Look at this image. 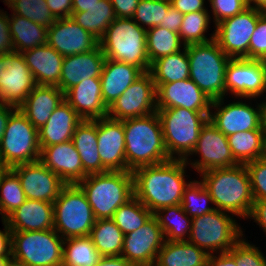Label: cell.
Listing matches in <instances>:
<instances>
[{"label": "cell", "instance_id": "1", "mask_svg": "<svg viewBox=\"0 0 266 266\" xmlns=\"http://www.w3.org/2000/svg\"><path fill=\"white\" fill-rule=\"evenodd\" d=\"M187 168L185 160L170 159L135 169L132 172L134 196L153 214L164 207L181 204L183 191L192 180L186 175Z\"/></svg>", "mask_w": 266, "mask_h": 266}, {"label": "cell", "instance_id": "2", "mask_svg": "<svg viewBox=\"0 0 266 266\" xmlns=\"http://www.w3.org/2000/svg\"><path fill=\"white\" fill-rule=\"evenodd\" d=\"M215 209L249 219L254 205L251 181L245 164L217 168L199 174Z\"/></svg>", "mask_w": 266, "mask_h": 266}, {"label": "cell", "instance_id": "3", "mask_svg": "<svg viewBox=\"0 0 266 266\" xmlns=\"http://www.w3.org/2000/svg\"><path fill=\"white\" fill-rule=\"evenodd\" d=\"M127 171L170 160L163 139L160 117L156 112L123 120Z\"/></svg>", "mask_w": 266, "mask_h": 266}, {"label": "cell", "instance_id": "4", "mask_svg": "<svg viewBox=\"0 0 266 266\" xmlns=\"http://www.w3.org/2000/svg\"><path fill=\"white\" fill-rule=\"evenodd\" d=\"M78 185L85 192L96 220L112 218L121 205L134 197L131 171L89 174Z\"/></svg>", "mask_w": 266, "mask_h": 266}, {"label": "cell", "instance_id": "5", "mask_svg": "<svg viewBox=\"0 0 266 266\" xmlns=\"http://www.w3.org/2000/svg\"><path fill=\"white\" fill-rule=\"evenodd\" d=\"M147 30L132 18H116L99 40V46L107 59L125 62L149 72L147 56Z\"/></svg>", "mask_w": 266, "mask_h": 266}, {"label": "cell", "instance_id": "6", "mask_svg": "<svg viewBox=\"0 0 266 266\" xmlns=\"http://www.w3.org/2000/svg\"><path fill=\"white\" fill-rule=\"evenodd\" d=\"M157 113L169 157L185 160L196 146L201 128L209 120L210 113L182 107L157 109Z\"/></svg>", "mask_w": 266, "mask_h": 266}, {"label": "cell", "instance_id": "7", "mask_svg": "<svg viewBox=\"0 0 266 266\" xmlns=\"http://www.w3.org/2000/svg\"><path fill=\"white\" fill-rule=\"evenodd\" d=\"M190 76L189 78L211 100L225 97V70L230 57L215 40L207 43L186 45Z\"/></svg>", "mask_w": 266, "mask_h": 266}, {"label": "cell", "instance_id": "8", "mask_svg": "<svg viewBox=\"0 0 266 266\" xmlns=\"http://www.w3.org/2000/svg\"><path fill=\"white\" fill-rule=\"evenodd\" d=\"M234 217L233 214L214 209L192 218L188 241L208 254L229 252L245 233L239 220Z\"/></svg>", "mask_w": 266, "mask_h": 266}, {"label": "cell", "instance_id": "9", "mask_svg": "<svg viewBox=\"0 0 266 266\" xmlns=\"http://www.w3.org/2000/svg\"><path fill=\"white\" fill-rule=\"evenodd\" d=\"M54 229L65 240L90 236L95 217L78 184H66L54 201Z\"/></svg>", "mask_w": 266, "mask_h": 266}, {"label": "cell", "instance_id": "10", "mask_svg": "<svg viewBox=\"0 0 266 266\" xmlns=\"http://www.w3.org/2000/svg\"><path fill=\"white\" fill-rule=\"evenodd\" d=\"M38 129L17 108L9 117L0 143V166L12 168L39 161Z\"/></svg>", "mask_w": 266, "mask_h": 266}, {"label": "cell", "instance_id": "11", "mask_svg": "<svg viewBox=\"0 0 266 266\" xmlns=\"http://www.w3.org/2000/svg\"><path fill=\"white\" fill-rule=\"evenodd\" d=\"M63 244L54 228L12 231L11 257L29 266H62Z\"/></svg>", "mask_w": 266, "mask_h": 266}, {"label": "cell", "instance_id": "12", "mask_svg": "<svg viewBox=\"0 0 266 266\" xmlns=\"http://www.w3.org/2000/svg\"><path fill=\"white\" fill-rule=\"evenodd\" d=\"M253 102L256 104H252ZM258 102L256 98L236 97L232 102L231 99L228 101L227 97L213 100L209 121L226 137L237 132L257 130L261 128V110Z\"/></svg>", "mask_w": 266, "mask_h": 266}, {"label": "cell", "instance_id": "13", "mask_svg": "<svg viewBox=\"0 0 266 266\" xmlns=\"http://www.w3.org/2000/svg\"><path fill=\"white\" fill-rule=\"evenodd\" d=\"M185 162L189 168L195 170V173L197 171V175L208 170L239 164L232 155L227 137L209 120L201 128L196 146Z\"/></svg>", "mask_w": 266, "mask_h": 266}, {"label": "cell", "instance_id": "14", "mask_svg": "<svg viewBox=\"0 0 266 266\" xmlns=\"http://www.w3.org/2000/svg\"><path fill=\"white\" fill-rule=\"evenodd\" d=\"M265 92L266 61L230 59L225 70V98L227 96L233 99L235 97L259 99L264 97Z\"/></svg>", "mask_w": 266, "mask_h": 266}, {"label": "cell", "instance_id": "15", "mask_svg": "<svg viewBox=\"0 0 266 266\" xmlns=\"http://www.w3.org/2000/svg\"><path fill=\"white\" fill-rule=\"evenodd\" d=\"M261 15V11L247 7L214 26V40L227 56L248 59L250 39Z\"/></svg>", "mask_w": 266, "mask_h": 266}, {"label": "cell", "instance_id": "16", "mask_svg": "<svg viewBox=\"0 0 266 266\" xmlns=\"http://www.w3.org/2000/svg\"><path fill=\"white\" fill-rule=\"evenodd\" d=\"M36 86L22 53L0 55V102L18 108Z\"/></svg>", "mask_w": 266, "mask_h": 266}, {"label": "cell", "instance_id": "17", "mask_svg": "<svg viewBox=\"0 0 266 266\" xmlns=\"http://www.w3.org/2000/svg\"><path fill=\"white\" fill-rule=\"evenodd\" d=\"M157 111L156 87L149 72H144L108 107L107 116L115 120L149 115Z\"/></svg>", "mask_w": 266, "mask_h": 266}, {"label": "cell", "instance_id": "18", "mask_svg": "<svg viewBox=\"0 0 266 266\" xmlns=\"http://www.w3.org/2000/svg\"><path fill=\"white\" fill-rule=\"evenodd\" d=\"M164 241L158 220L152 215L140 228L124 235L121 256L135 266H154Z\"/></svg>", "mask_w": 266, "mask_h": 266}, {"label": "cell", "instance_id": "19", "mask_svg": "<svg viewBox=\"0 0 266 266\" xmlns=\"http://www.w3.org/2000/svg\"><path fill=\"white\" fill-rule=\"evenodd\" d=\"M19 178L27 199L54 203L66 183L40 160L10 168Z\"/></svg>", "mask_w": 266, "mask_h": 266}, {"label": "cell", "instance_id": "20", "mask_svg": "<svg viewBox=\"0 0 266 266\" xmlns=\"http://www.w3.org/2000/svg\"><path fill=\"white\" fill-rule=\"evenodd\" d=\"M47 44L63 57L92 51L99 40L71 17L56 19L47 30Z\"/></svg>", "mask_w": 266, "mask_h": 266}, {"label": "cell", "instance_id": "21", "mask_svg": "<svg viewBox=\"0 0 266 266\" xmlns=\"http://www.w3.org/2000/svg\"><path fill=\"white\" fill-rule=\"evenodd\" d=\"M156 87L157 109L182 107L210 113L212 100L190 78Z\"/></svg>", "mask_w": 266, "mask_h": 266}, {"label": "cell", "instance_id": "22", "mask_svg": "<svg viewBox=\"0 0 266 266\" xmlns=\"http://www.w3.org/2000/svg\"><path fill=\"white\" fill-rule=\"evenodd\" d=\"M97 143L101 163L107 171H127L123 120L108 116L97 119Z\"/></svg>", "mask_w": 266, "mask_h": 266}, {"label": "cell", "instance_id": "23", "mask_svg": "<svg viewBox=\"0 0 266 266\" xmlns=\"http://www.w3.org/2000/svg\"><path fill=\"white\" fill-rule=\"evenodd\" d=\"M40 148L39 160L66 184H78L87 176L72 140Z\"/></svg>", "mask_w": 266, "mask_h": 266}, {"label": "cell", "instance_id": "24", "mask_svg": "<svg viewBox=\"0 0 266 266\" xmlns=\"http://www.w3.org/2000/svg\"><path fill=\"white\" fill-rule=\"evenodd\" d=\"M106 57L100 46L92 51L63 58L59 88L65 93L89 78H100Z\"/></svg>", "mask_w": 266, "mask_h": 266}, {"label": "cell", "instance_id": "25", "mask_svg": "<svg viewBox=\"0 0 266 266\" xmlns=\"http://www.w3.org/2000/svg\"><path fill=\"white\" fill-rule=\"evenodd\" d=\"M64 99L83 120L107 117L108 107L103 102L100 78L81 81L64 93Z\"/></svg>", "mask_w": 266, "mask_h": 266}, {"label": "cell", "instance_id": "26", "mask_svg": "<svg viewBox=\"0 0 266 266\" xmlns=\"http://www.w3.org/2000/svg\"><path fill=\"white\" fill-rule=\"evenodd\" d=\"M83 119L64 99L53 111L48 121L38 129L40 147L51 146L72 140L76 127Z\"/></svg>", "mask_w": 266, "mask_h": 266}, {"label": "cell", "instance_id": "27", "mask_svg": "<svg viewBox=\"0 0 266 266\" xmlns=\"http://www.w3.org/2000/svg\"><path fill=\"white\" fill-rule=\"evenodd\" d=\"M37 85L59 86L63 56L45 44L22 52Z\"/></svg>", "mask_w": 266, "mask_h": 266}, {"label": "cell", "instance_id": "28", "mask_svg": "<svg viewBox=\"0 0 266 266\" xmlns=\"http://www.w3.org/2000/svg\"><path fill=\"white\" fill-rule=\"evenodd\" d=\"M11 231H39L53 229L54 204L27 199L6 219Z\"/></svg>", "mask_w": 266, "mask_h": 266}, {"label": "cell", "instance_id": "29", "mask_svg": "<svg viewBox=\"0 0 266 266\" xmlns=\"http://www.w3.org/2000/svg\"><path fill=\"white\" fill-rule=\"evenodd\" d=\"M63 100L64 92L59 87L37 85L18 109L39 129Z\"/></svg>", "mask_w": 266, "mask_h": 266}, {"label": "cell", "instance_id": "30", "mask_svg": "<svg viewBox=\"0 0 266 266\" xmlns=\"http://www.w3.org/2000/svg\"><path fill=\"white\" fill-rule=\"evenodd\" d=\"M143 73L135 65L106 58L100 76L105 105L109 107Z\"/></svg>", "mask_w": 266, "mask_h": 266}, {"label": "cell", "instance_id": "31", "mask_svg": "<svg viewBox=\"0 0 266 266\" xmlns=\"http://www.w3.org/2000/svg\"><path fill=\"white\" fill-rule=\"evenodd\" d=\"M72 142L77 149L84 172L89 174L108 172L102 165L97 143V119L83 120L75 129Z\"/></svg>", "mask_w": 266, "mask_h": 266}, {"label": "cell", "instance_id": "32", "mask_svg": "<svg viewBox=\"0 0 266 266\" xmlns=\"http://www.w3.org/2000/svg\"><path fill=\"white\" fill-rule=\"evenodd\" d=\"M208 257L189 241H164L154 266H207Z\"/></svg>", "mask_w": 266, "mask_h": 266}, {"label": "cell", "instance_id": "33", "mask_svg": "<svg viewBox=\"0 0 266 266\" xmlns=\"http://www.w3.org/2000/svg\"><path fill=\"white\" fill-rule=\"evenodd\" d=\"M11 14H9V27L15 52L22 53L47 44V27L12 12Z\"/></svg>", "mask_w": 266, "mask_h": 266}, {"label": "cell", "instance_id": "34", "mask_svg": "<svg viewBox=\"0 0 266 266\" xmlns=\"http://www.w3.org/2000/svg\"><path fill=\"white\" fill-rule=\"evenodd\" d=\"M149 73L155 85L189 79L190 66L186 46L183 50L153 61Z\"/></svg>", "mask_w": 266, "mask_h": 266}, {"label": "cell", "instance_id": "35", "mask_svg": "<svg viewBox=\"0 0 266 266\" xmlns=\"http://www.w3.org/2000/svg\"><path fill=\"white\" fill-rule=\"evenodd\" d=\"M227 139L232 155L239 164H246L266 154V138L262 128L237 132L227 136Z\"/></svg>", "mask_w": 266, "mask_h": 266}, {"label": "cell", "instance_id": "36", "mask_svg": "<svg viewBox=\"0 0 266 266\" xmlns=\"http://www.w3.org/2000/svg\"><path fill=\"white\" fill-rule=\"evenodd\" d=\"M71 18L100 40L116 16L111 1L100 0L87 8L86 12H72Z\"/></svg>", "mask_w": 266, "mask_h": 266}, {"label": "cell", "instance_id": "37", "mask_svg": "<svg viewBox=\"0 0 266 266\" xmlns=\"http://www.w3.org/2000/svg\"><path fill=\"white\" fill-rule=\"evenodd\" d=\"M153 215L158 220L165 241H188L192 218L183 211L181 204L164 207Z\"/></svg>", "mask_w": 266, "mask_h": 266}, {"label": "cell", "instance_id": "38", "mask_svg": "<svg viewBox=\"0 0 266 266\" xmlns=\"http://www.w3.org/2000/svg\"><path fill=\"white\" fill-rule=\"evenodd\" d=\"M90 237L102 257L121 256L124 233L111 218L96 220Z\"/></svg>", "mask_w": 266, "mask_h": 266}, {"label": "cell", "instance_id": "39", "mask_svg": "<svg viewBox=\"0 0 266 266\" xmlns=\"http://www.w3.org/2000/svg\"><path fill=\"white\" fill-rule=\"evenodd\" d=\"M101 258L90 236L64 240L62 266H95Z\"/></svg>", "mask_w": 266, "mask_h": 266}, {"label": "cell", "instance_id": "40", "mask_svg": "<svg viewBox=\"0 0 266 266\" xmlns=\"http://www.w3.org/2000/svg\"><path fill=\"white\" fill-rule=\"evenodd\" d=\"M147 56L150 64L160 57L177 53L185 48L178 33L160 26L147 29Z\"/></svg>", "mask_w": 266, "mask_h": 266}, {"label": "cell", "instance_id": "41", "mask_svg": "<svg viewBox=\"0 0 266 266\" xmlns=\"http://www.w3.org/2000/svg\"><path fill=\"white\" fill-rule=\"evenodd\" d=\"M212 19L209 10L191 12L183 15L182 24L178 31L181 41L185 44L207 43L214 40L215 31L207 32ZM206 34V35H205ZM210 35V36H209ZM209 36V37H208Z\"/></svg>", "mask_w": 266, "mask_h": 266}, {"label": "cell", "instance_id": "42", "mask_svg": "<svg viewBox=\"0 0 266 266\" xmlns=\"http://www.w3.org/2000/svg\"><path fill=\"white\" fill-rule=\"evenodd\" d=\"M27 200L18 176L5 168L0 174V218L5 220Z\"/></svg>", "mask_w": 266, "mask_h": 266}, {"label": "cell", "instance_id": "43", "mask_svg": "<svg viewBox=\"0 0 266 266\" xmlns=\"http://www.w3.org/2000/svg\"><path fill=\"white\" fill-rule=\"evenodd\" d=\"M181 206L190 218L202 216L215 209L211 195L200 179H192L185 187Z\"/></svg>", "mask_w": 266, "mask_h": 266}, {"label": "cell", "instance_id": "44", "mask_svg": "<svg viewBox=\"0 0 266 266\" xmlns=\"http://www.w3.org/2000/svg\"><path fill=\"white\" fill-rule=\"evenodd\" d=\"M153 215L135 196L121 205L113 214L112 220L124 235L140 228Z\"/></svg>", "mask_w": 266, "mask_h": 266}, {"label": "cell", "instance_id": "45", "mask_svg": "<svg viewBox=\"0 0 266 266\" xmlns=\"http://www.w3.org/2000/svg\"><path fill=\"white\" fill-rule=\"evenodd\" d=\"M170 0H139L132 19L141 27L148 28L164 24Z\"/></svg>", "mask_w": 266, "mask_h": 266}, {"label": "cell", "instance_id": "46", "mask_svg": "<svg viewBox=\"0 0 266 266\" xmlns=\"http://www.w3.org/2000/svg\"><path fill=\"white\" fill-rule=\"evenodd\" d=\"M9 8L13 14L20 15L47 28L56 20L48 8L46 0H19Z\"/></svg>", "mask_w": 266, "mask_h": 266}, {"label": "cell", "instance_id": "47", "mask_svg": "<svg viewBox=\"0 0 266 266\" xmlns=\"http://www.w3.org/2000/svg\"><path fill=\"white\" fill-rule=\"evenodd\" d=\"M246 235L230 249L235 256L237 265L240 266H266V254L260 247L250 241H247ZM245 237V238H244Z\"/></svg>", "mask_w": 266, "mask_h": 266}, {"label": "cell", "instance_id": "48", "mask_svg": "<svg viewBox=\"0 0 266 266\" xmlns=\"http://www.w3.org/2000/svg\"><path fill=\"white\" fill-rule=\"evenodd\" d=\"M254 201L266 200V156L247 162Z\"/></svg>", "mask_w": 266, "mask_h": 266}, {"label": "cell", "instance_id": "49", "mask_svg": "<svg viewBox=\"0 0 266 266\" xmlns=\"http://www.w3.org/2000/svg\"><path fill=\"white\" fill-rule=\"evenodd\" d=\"M207 2L213 26L243 12L248 7L246 0H207Z\"/></svg>", "mask_w": 266, "mask_h": 266}, {"label": "cell", "instance_id": "50", "mask_svg": "<svg viewBox=\"0 0 266 266\" xmlns=\"http://www.w3.org/2000/svg\"><path fill=\"white\" fill-rule=\"evenodd\" d=\"M248 59L266 61V19L262 15L250 39Z\"/></svg>", "mask_w": 266, "mask_h": 266}, {"label": "cell", "instance_id": "51", "mask_svg": "<svg viewBox=\"0 0 266 266\" xmlns=\"http://www.w3.org/2000/svg\"><path fill=\"white\" fill-rule=\"evenodd\" d=\"M14 46L10 34L9 14L0 9V55L13 52Z\"/></svg>", "mask_w": 266, "mask_h": 266}, {"label": "cell", "instance_id": "52", "mask_svg": "<svg viewBox=\"0 0 266 266\" xmlns=\"http://www.w3.org/2000/svg\"><path fill=\"white\" fill-rule=\"evenodd\" d=\"M116 18H132L139 0H110Z\"/></svg>", "mask_w": 266, "mask_h": 266}, {"label": "cell", "instance_id": "53", "mask_svg": "<svg viewBox=\"0 0 266 266\" xmlns=\"http://www.w3.org/2000/svg\"><path fill=\"white\" fill-rule=\"evenodd\" d=\"M73 0H46L48 8L56 19L71 17Z\"/></svg>", "mask_w": 266, "mask_h": 266}, {"label": "cell", "instance_id": "54", "mask_svg": "<svg viewBox=\"0 0 266 266\" xmlns=\"http://www.w3.org/2000/svg\"><path fill=\"white\" fill-rule=\"evenodd\" d=\"M170 2L171 5L183 15L191 12L208 10V8H206V3L208 2L205 0H170Z\"/></svg>", "mask_w": 266, "mask_h": 266}, {"label": "cell", "instance_id": "55", "mask_svg": "<svg viewBox=\"0 0 266 266\" xmlns=\"http://www.w3.org/2000/svg\"><path fill=\"white\" fill-rule=\"evenodd\" d=\"M182 20L183 14L172 5H170L164 18V24H160L159 26L166 28L169 31L178 33L182 24Z\"/></svg>", "mask_w": 266, "mask_h": 266}, {"label": "cell", "instance_id": "56", "mask_svg": "<svg viewBox=\"0 0 266 266\" xmlns=\"http://www.w3.org/2000/svg\"><path fill=\"white\" fill-rule=\"evenodd\" d=\"M249 219L253 220L266 236V200L254 201Z\"/></svg>", "mask_w": 266, "mask_h": 266}, {"label": "cell", "instance_id": "57", "mask_svg": "<svg viewBox=\"0 0 266 266\" xmlns=\"http://www.w3.org/2000/svg\"><path fill=\"white\" fill-rule=\"evenodd\" d=\"M3 231L0 230V258L11 257L12 231L6 220H1Z\"/></svg>", "mask_w": 266, "mask_h": 266}, {"label": "cell", "instance_id": "58", "mask_svg": "<svg viewBox=\"0 0 266 266\" xmlns=\"http://www.w3.org/2000/svg\"><path fill=\"white\" fill-rule=\"evenodd\" d=\"M207 266H240L236 263L235 256L229 252L209 254Z\"/></svg>", "mask_w": 266, "mask_h": 266}, {"label": "cell", "instance_id": "59", "mask_svg": "<svg viewBox=\"0 0 266 266\" xmlns=\"http://www.w3.org/2000/svg\"><path fill=\"white\" fill-rule=\"evenodd\" d=\"M17 109V107H14L9 104H4L3 102H0V143L2 140V136L5 131V127L7 125L8 119L10 115Z\"/></svg>", "mask_w": 266, "mask_h": 266}, {"label": "cell", "instance_id": "60", "mask_svg": "<svg viewBox=\"0 0 266 266\" xmlns=\"http://www.w3.org/2000/svg\"><path fill=\"white\" fill-rule=\"evenodd\" d=\"M95 266H135L122 256L102 257Z\"/></svg>", "mask_w": 266, "mask_h": 266}, {"label": "cell", "instance_id": "61", "mask_svg": "<svg viewBox=\"0 0 266 266\" xmlns=\"http://www.w3.org/2000/svg\"><path fill=\"white\" fill-rule=\"evenodd\" d=\"M100 0H73L72 12H86L87 8L91 7Z\"/></svg>", "mask_w": 266, "mask_h": 266}, {"label": "cell", "instance_id": "62", "mask_svg": "<svg viewBox=\"0 0 266 266\" xmlns=\"http://www.w3.org/2000/svg\"><path fill=\"white\" fill-rule=\"evenodd\" d=\"M261 110V128L266 138V99H259Z\"/></svg>", "mask_w": 266, "mask_h": 266}, {"label": "cell", "instance_id": "63", "mask_svg": "<svg viewBox=\"0 0 266 266\" xmlns=\"http://www.w3.org/2000/svg\"><path fill=\"white\" fill-rule=\"evenodd\" d=\"M249 8L262 11L266 7V0H246Z\"/></svg>", "mask_w": 266, "mask_h": 266}, {"label": "cell", "instance_id": "64", "mask_svg": "<svg viewBox=\"0 0 266 266\" xmlns=\"http://www.w3.org/2000/svg\"><path fill=\"white\" fill-rule=\"evenodd\" d=\"M7 266H29V265H26V264H24V263H21V262H19V261H16V260H14V259H11V260L8 262Z\"/></svg>", "mask_w": 266, "mask_h": 266}, {"label": "cell", "instance_id": "65", "mask_svg": "<svg viewBox=\"0 0 266 266\" xmlns=\"http://www.w3.org/2000/svg\"><path fill=\"white\" fill-rule=\"evenodd\" d=\"M12 259V257H2L0 258V266H7L8 262Z\"/></svg>", "mask_w": 266, "mask_h": 266}, {"label": "cell", "instance_id": "66", "mask_svg": "<svg viewBox=\"0 0 266 266\" xmlns=\"http://www.w3.org/2000/svg\"><path fill=\"white\" fill-rule=\"evenodd\" d=\"M16 1H19V0H3L4 5H6L8 7V9Z\"/></svg>", "mask_w": 266, "mask_h": 266}, {"label": "cell", "instance_id": "67", "mask_svg": "<svg viewBox=\"0 0 266 266\" xmlns=\"http://www.w3.org/2000/svg\"><path fill=\"white\" fill-rule=\"evenodd\" d=\"M261 14L266 19V7L261 11Z\"/></svg>", "mask_w": 266, "mask_h": 266}, {"label": "cell", "instance_id": "68", "mask_svg": "<svg viewBox=\"0 0 266 266\" xmlns=\"http://www.w3.org/2000/svg\"><path fill=\"white\" fill-rule=\"evenodd\" d=\"M4 169H5V168H3V167L0 166V174H1V172H2Z\"/></svg>", "mask_w": 266, "mask_h": 266}]
</instances>
